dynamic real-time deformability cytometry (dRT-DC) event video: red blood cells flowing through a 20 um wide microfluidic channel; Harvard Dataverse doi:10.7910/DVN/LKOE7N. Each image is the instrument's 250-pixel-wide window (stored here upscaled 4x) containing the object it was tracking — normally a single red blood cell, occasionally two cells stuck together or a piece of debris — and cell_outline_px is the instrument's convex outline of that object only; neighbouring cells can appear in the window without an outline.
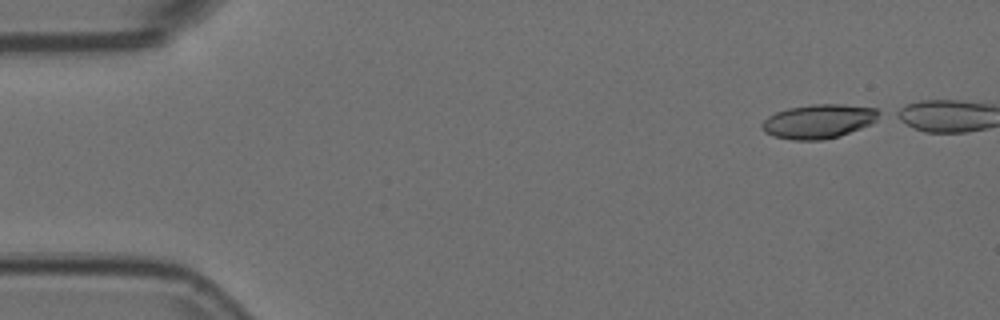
{"species": "Egyptian fruit bat (a non-hibernating species)", "species_latin": "Rousettus aegyptiacus", "temperature_condition": "room temperature", "stored_images_in_passage": 5, "camera_frame_rate_fps": 3000, "um_per_image_px": 0.085, "animal": {"sex": "female"}, "frame": {"image": 1, "passage_image": 1, "time_ms": 0.0, "image_size_px": [1000, 320], "cell_outline_px": [[884, 116], [872, 124], [840, 136], [824, 140], [792, 140], [776, 136], [764, 132], [760, 128], [760, 124], [768, 116], [776, 112], [788, 108], [812, 104], [844, 104], [876, 108], [884, 112]], "centroid_in_image_um": [69.66, 10.3], "position_along_channel_um": 15.3, "area_um2": 23.76}}
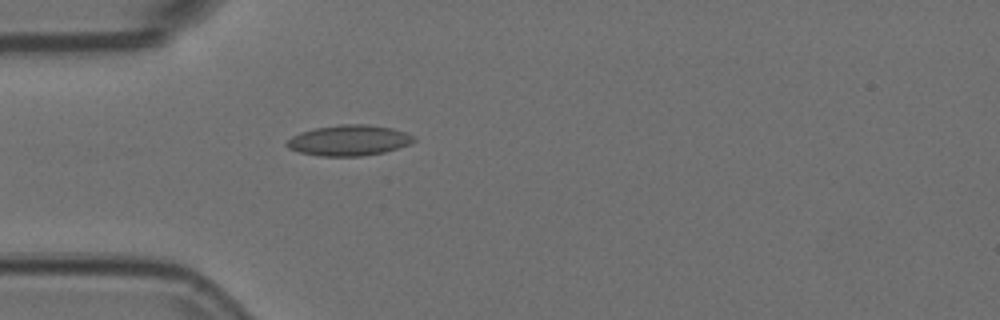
{"frame": {"image": 2, "passage_image": 5, "time_ms": 1.333, "image_size_px": [1000, 320], "cell_outline_px": [[416, 140], [408, 144], [384, 152], [360, 156], [320, 156], [300, 152], [288, 148], [284, 144], [292, 136], [300, 132], [316, 128], [340, 124], [364, 124], [392, 128], [416, 136]], "centroid_in_image_um": [29.64, 11.93], "position_along_channel_um": 55.4, "area_um2": 22.54}}